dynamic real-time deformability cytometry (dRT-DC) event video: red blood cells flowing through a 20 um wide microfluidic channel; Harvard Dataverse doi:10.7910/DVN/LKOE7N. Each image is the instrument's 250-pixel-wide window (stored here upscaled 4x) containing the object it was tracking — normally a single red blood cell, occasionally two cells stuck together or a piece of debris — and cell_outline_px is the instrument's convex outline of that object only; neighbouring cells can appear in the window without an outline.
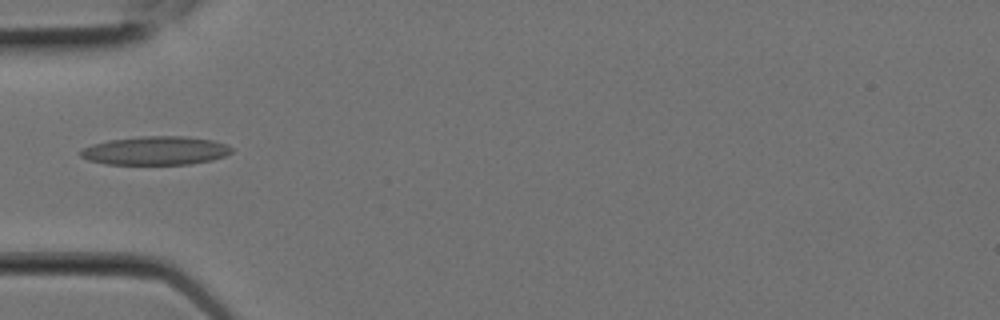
{"species": "Egyptian fruit bat (a non-hibernating species)", "species_latin": "Rousettus aegyptiacus", "temperature_condition": "room temperature", "stored_images_in_passage": 9, "camera_frame_rate_fps": 3000, "um_per_image_px": 0.085, "animal": {"sex": "female"}, "frame": {"image": 1, "passage_image": 6, "time_ms": 1.667, "image_size_px": [1000, 320], "cell_outline_px": [[232, 152], [224, 156], [212, 160], [192, 164], [104, 164], [88, 160], [80, 156], [80, 152], [84, 148], [92, 144], [108, 140], [140, 136], [184, 136], [212, 140], [224, 144], [232, 148]], "centroid_in_image_um": [13.21, 12.8], "position_along_channel_um": 71.8, "area_um2": 25.14}}
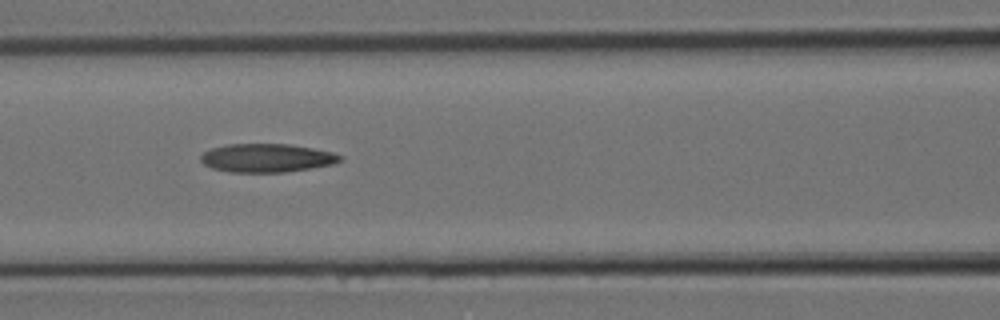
{"frame": {"image": 2, "passage_image": 8, "time_ms": 2.333, "image_size_px": [1000, 320], "cell_outline_px": [[344, 160], [336, 164], [312, 168], [284, 172], [228, 172], [212, 168], [204, 164], [200, 160], [200, 156], [204, 152], [212, 148], [228, 144], [288, 144], [312, 148], [332, 152], [344, 156]], "centroid_in_image_um": [22.72, 13.43], "position_along_channel_um": 143.9, "area_um2": 23.29}}
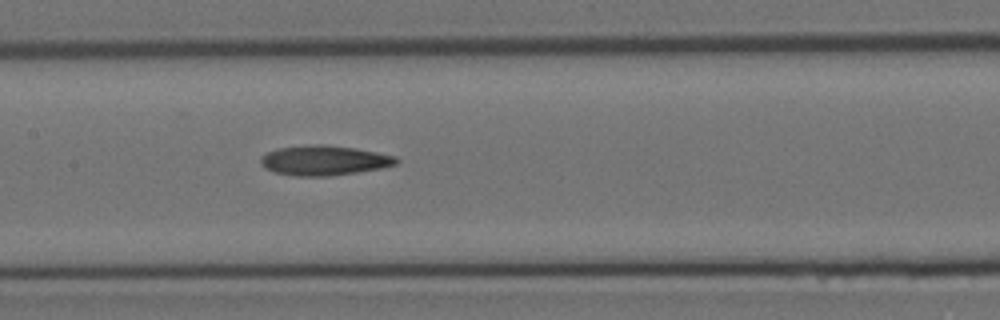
{"frame": {"image": 3, "passage_image": 9, "time_ms": 2.667, "image_size_px": [1000, 320], "cell_outline_px": [[400, 160], [396, 164], [384, 168], [328, 176], [292, 176], [276, 172], [264, 168], [260, 164], [260, 156], [276, 148], [316, 144], [324, 144], [356, 148], [396, 156]], "centroid_in_image_um": [27.54, 13.63], "position_along_channel_um": 179.9, "area_um2": 23.76}}